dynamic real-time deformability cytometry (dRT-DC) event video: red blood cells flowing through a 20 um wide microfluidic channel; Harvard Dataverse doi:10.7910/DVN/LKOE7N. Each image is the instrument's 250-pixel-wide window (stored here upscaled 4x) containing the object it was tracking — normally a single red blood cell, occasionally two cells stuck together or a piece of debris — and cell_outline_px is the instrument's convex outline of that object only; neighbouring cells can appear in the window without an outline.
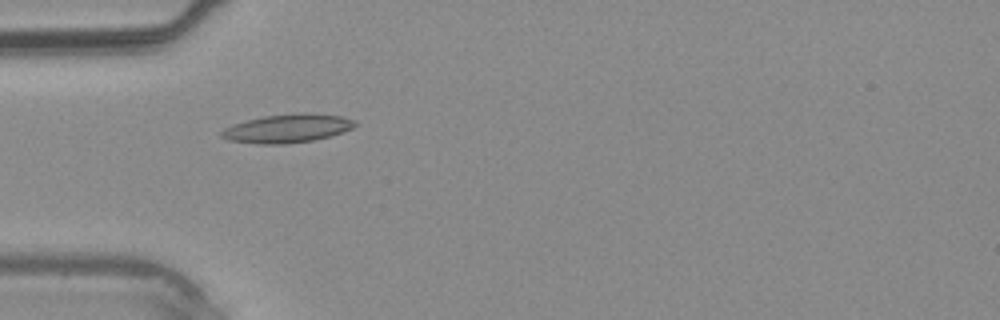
{"species": "common noctule bat (a hibernating species)", "species_latin": "Nyctalus noctula", "temperature_condition": "warm", "stored_images_in_passage": 33, "camera_frame_rate_fps": 3000, "um_per_image_px": 0.085, "animal": {"sex": "male", "body_mass_g": 20.4}, "frame": {"image": 1, "passage_image": 12, "time_ms": 3.667, "image_size_px": [1000, 320], "cell_outline_px": [[356, 124], [352, 128], [344, 132], [312, 140], [284, 144], [260, 144], [228, 140], [220, 136], [220, 132], [224, 128], [232, 124], [264, 116], [300, 112], [312, 112], [340, 116], [356, 120]], "centroid_in_image_um": [24.43, 10.9], "position_along_channel_um": 60.6, "area_um2": 22.25}}
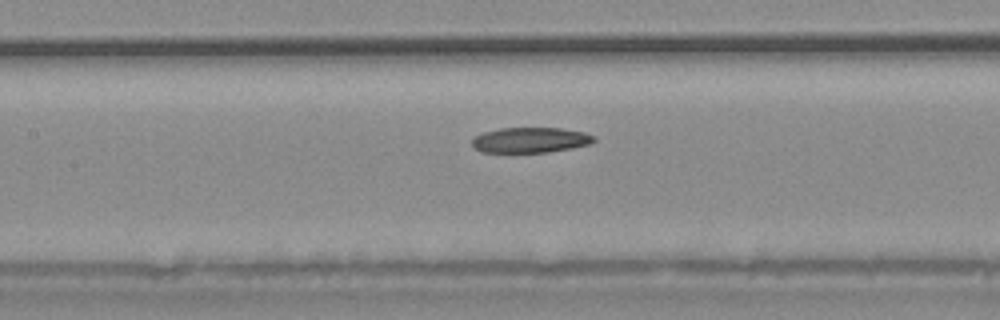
{"frame": {"image": 2, "passage_image": 18, "time_ms": 5.667, "image_size_px": [1000, 320], "cell_outline_px": [[596, 140], [592, 144], [572, 148], [548, 152], [480, 152], [472, 148], [472, 140], [476, 136], [484, 132], [500, 128], [560, 128], [584, 132], [596, 136]], "centroid_in_image_um": [45.1, 11.91], "position_along_channel_um": 162.3, "area_um2": 18.15}}
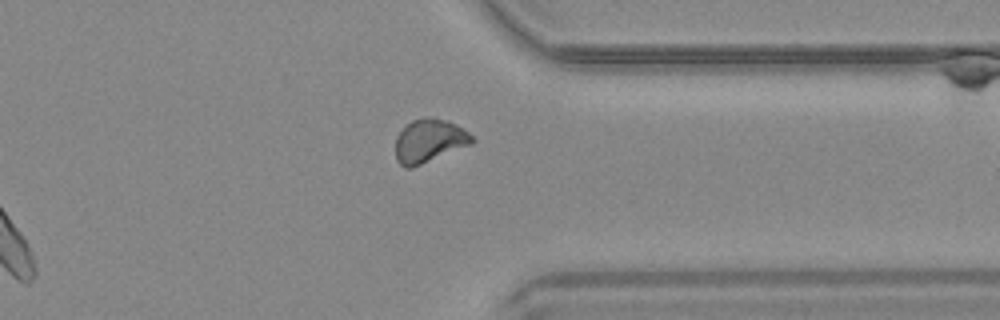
{"frame": {"image": 3, "passage_image": 29, "time_ms": 9.333, "image_size_px": [1000, 320], "cell_outline_px": [[476, 140], [472, 144], [412, 168], [404, 168], [396, 160], [396, 136], [412, 120], [444, 120], [456, 124], [468, 132]], "centroid_in_image_um": [36.49, 12.03], "position_along_channel_um": 374.9, "area_um2": 18.84}}